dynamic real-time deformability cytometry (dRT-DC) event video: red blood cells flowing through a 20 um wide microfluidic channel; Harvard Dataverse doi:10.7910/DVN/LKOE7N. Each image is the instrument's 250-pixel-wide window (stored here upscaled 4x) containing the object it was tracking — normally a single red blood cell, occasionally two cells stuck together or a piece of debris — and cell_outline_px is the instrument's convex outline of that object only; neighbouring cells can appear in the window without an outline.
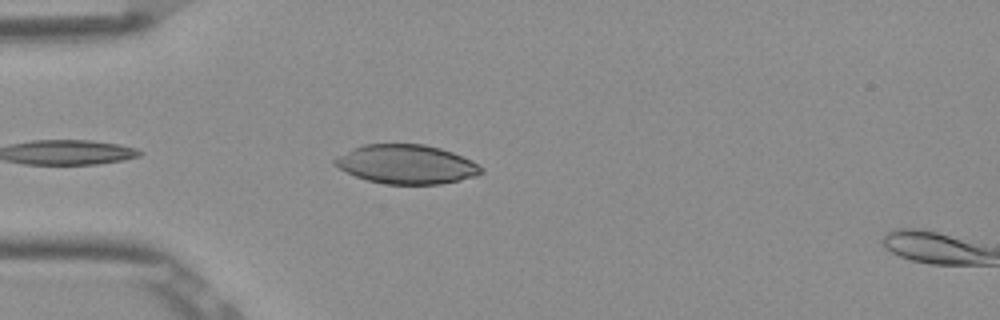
{"species": "Egyptian fruit bat (a non-hibernating species)", "species_latin": "Rousettus aegyptiacus", "temperature_condition": "room temperature", "stored_images_in_passage": 5, "camera_frame_rate_fps": 3000, "um_per_image_px": 0.085, "frame": {"image": 1, "passage_image": 3, "time_ms": 0.667, "image_size_px": [1000, 320], "cell_outline_px": [[484, 172], [476, 176], [460, 180], [440, 184], [384, 184], [368, 180], [356, 176], [332, 164], [332, 160], [336, 156], [352, 148], [364, 144], [424, 144], [440, 148], [452, 152], [472, 160], [484, 168]], "centroid_in_image_um": [34.55, 13.96], "position_along_channel_um": 50.4, "area_um2": 33.47}}